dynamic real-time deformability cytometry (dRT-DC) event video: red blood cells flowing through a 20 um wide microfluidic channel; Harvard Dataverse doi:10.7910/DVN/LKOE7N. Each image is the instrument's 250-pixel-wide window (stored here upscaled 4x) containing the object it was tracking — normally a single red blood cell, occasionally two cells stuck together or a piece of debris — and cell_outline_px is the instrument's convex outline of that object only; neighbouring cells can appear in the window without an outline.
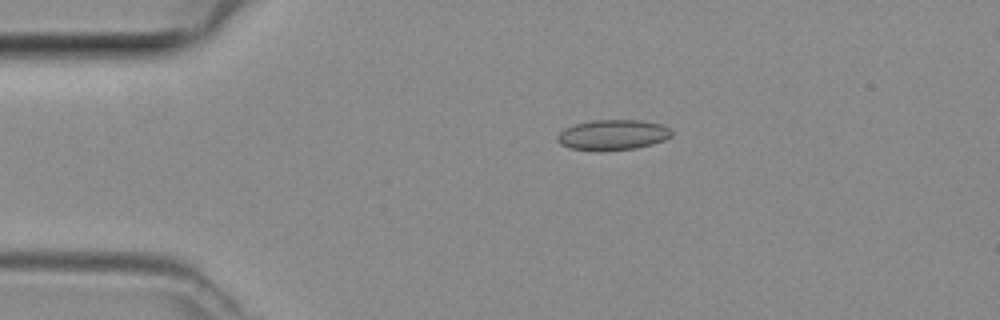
{"species": "common noctule bat (a hibernating species)", "species_latin": "Nyctalus noctula", "temperature_condition": "room temperature", "stored_images_in_passage": 2, "camera_frame_rate_fps": 3000, "um_per_image_px": 0.085, "animal": {"sex": "female", "body_mass_g": 29.2, "forearm_length_mm": 56.3}, "frame": {"image": 1, "passage_image": 1, "time_ms": 0.0, "image_size_px": [1000, 320], "cell_outline_px": [[672, 136], [664, 140], [652, 144], [636, 148], [568, 148], [560, 144], [556, 140], [556, 136], [564, 128], [576, 124], [592, 120], [640, 120], [664, 124], [672, 128]], "centroid_in_image_um": [52.14, 11.41], "position_along_channel_um": 32.9, "area_um2": 19.71}}